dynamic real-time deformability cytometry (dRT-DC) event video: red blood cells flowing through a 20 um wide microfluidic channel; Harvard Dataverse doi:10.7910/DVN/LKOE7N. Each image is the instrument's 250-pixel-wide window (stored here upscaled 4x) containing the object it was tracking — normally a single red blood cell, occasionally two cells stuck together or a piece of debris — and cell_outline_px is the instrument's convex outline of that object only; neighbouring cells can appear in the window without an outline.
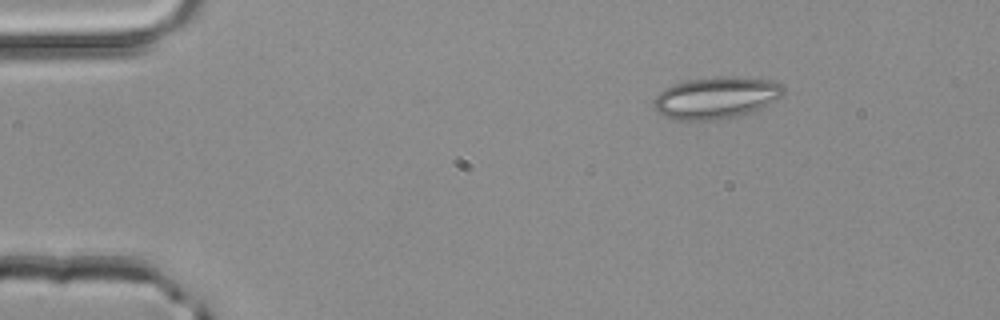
{"species": "common noctule bat (a hibernating species)", "species_latin": "Nyctalus noctula", "temperature_condition": "room temperature", "stored_images_in_passage": 2, "camera_frame_rate_fps": 3000, "um_per_image_px": 0.085, "animal": {"sex": "male", "body_mass_g": 20.4}, "frame": {"image": 1, "passage_image": 1, "time_ms": 0.0, "image_size_px": [1000, 320], "cell_outline_px": [[784, 92], [780, 96], [760, 108], [736, 116], [712, 120], [680, 120], [664, 116], [656, 112], [652, 104], [652, 100], [660, 92], [676, 84], [688, 80], [724, 76], [736, 76], [768, 80], [780, 84], [784, 88]], "centroid_in_image_um": [60.82, 8.31], "position_along_channel_um": 24.2, "area_um2": 31.1}}